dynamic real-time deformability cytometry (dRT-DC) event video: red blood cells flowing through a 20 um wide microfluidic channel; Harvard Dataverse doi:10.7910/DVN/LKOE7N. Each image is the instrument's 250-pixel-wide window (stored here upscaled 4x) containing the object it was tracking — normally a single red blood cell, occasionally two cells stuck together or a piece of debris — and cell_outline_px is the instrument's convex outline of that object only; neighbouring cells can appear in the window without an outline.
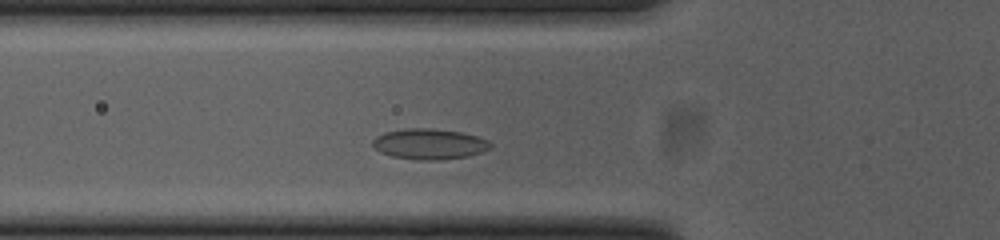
{"species": "common noctule bat (a hibernating species)", "species_latin": "Nyctalus noctula", "temperature_condition": "cold", "stored_images_in_passage": 25, "camera_frame_rate_fps": 3000, "um_per_image_px": 0.085, "animal": {"sex": "female", "body_mass_g": 23.0, "forearm_length_mm": 53.4}, "frame": {"image": 1, "passage_image": 2, "time_ms": 0.333, "image_size_px": [1000, 240], "cell_outline_px": [[492, 148], [484, 152], [468, 156], [436, 160], [420, 160], [392, 156], [380, 152], [372, 144], [372, 140], [376, 136], [384, 132], [404, 128], [432, 128], [460, 132], [476, 136], [488, 140], [492, 144]], "centroid_in_image_um": [36.51, 12.23], "position_along_channel_um": 89.3, "area_um2": 21.1}}
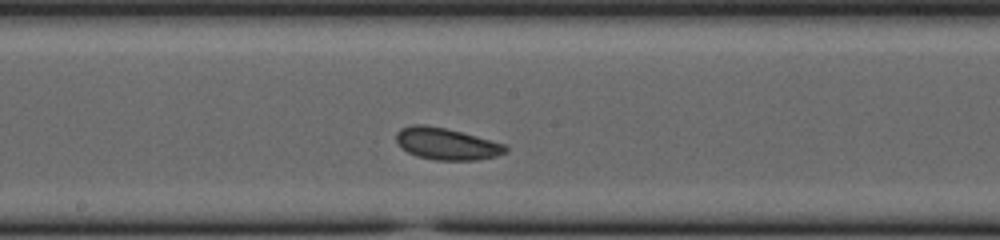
{"frame": {"image": 2, "passage_image": 12, "time_ms": 3.667, "image_size_px": [1000, 240], "cell_outline_px": [[508, 148], [504, 152], [496, 156], [476, 160], [436, 160], [416, 156], [400, 148], [396, 140], [396, 132], [400, 128], [412, 124], [424, 124], [444, 128], [476, 136], [504, 144]], "centroid_in_image_um": [37.89, 12.22], "position_along_channel_um": 210.3, "area_um2": 20.17}}
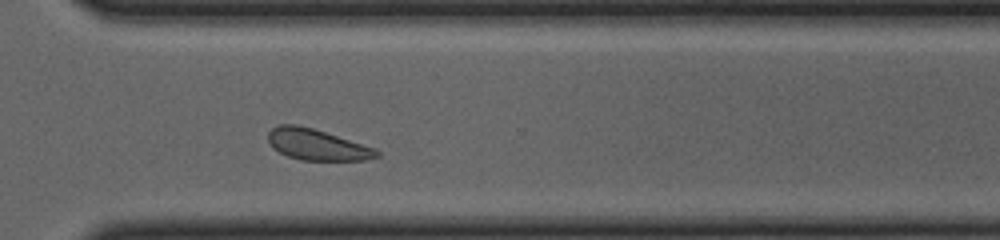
{"frame": {"image": 3, "passage_image": 23, "time_ms": 7.333, "image_size_px": [1000, 240], "cell_outline_px": [[380, 156], [364, 160], [300, 160], [288, 156], [280, 152], [268, 140], [268, 132], [272, 128], [280, 124], [296, 124], [312, 128], [376, 148], [380, 152]], "centroid_in_image_um": [26.97, 12.29], "position_along_channel_um": 343.6, "area_um2": 19.42}}